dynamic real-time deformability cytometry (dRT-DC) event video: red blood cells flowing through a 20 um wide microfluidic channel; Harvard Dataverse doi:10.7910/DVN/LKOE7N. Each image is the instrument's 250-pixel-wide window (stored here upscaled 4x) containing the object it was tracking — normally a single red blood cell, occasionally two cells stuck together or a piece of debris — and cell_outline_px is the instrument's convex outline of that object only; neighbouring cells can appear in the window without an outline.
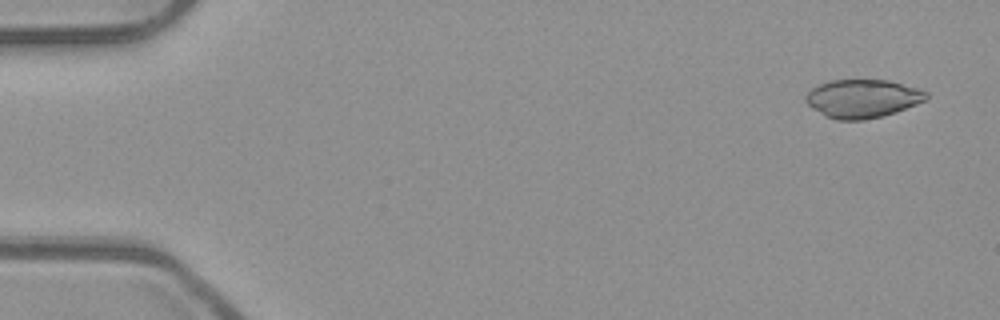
{"species": "common noctule bat (a hibernating species)", "species_latin": "Nyctalus noctula", "temperature_condition": "room temperature", "stored_images_in_passage": 51, "camera_frame_rate_fps": 3000, "um_per_image_px": 0.085, "animal": {"sex": "male", "body_mass_g": 23.1, "forearm_length_mm": 52.7}, "frame": {"image": 1, "passage_image": 2, "time_ms": 0.333, "image_size_px": [1000, 320], "cell_outline_px": [[928, 96], [924, 100], [916, 104], [896, 112], [864, 120], [836, 120], [824, 116], [812, 108], [804, 100], [804, 96], [812, 88], [828, 80], [888, 80], [920, 88], [928, 92]], "centroid_in_image_um": [73.3, 8.37], "position_along_channel_um": 11.7, "area_um2": 27.05}}
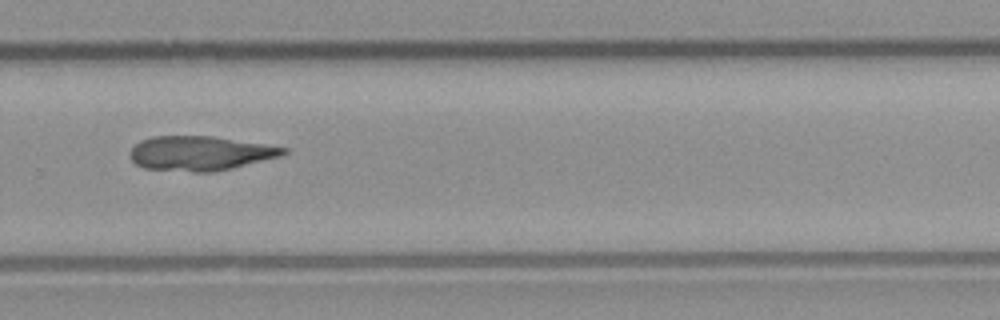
{"frame": {"image": 2, "passage_image": 35, "time_ms": 11.333, "image_size_px": [1000, 320], "cell_outline_px": [[288, 152], [280, 156], [232, 168], [212, 172], [192, 172], [144, 168], [136, 164], [128, 156], [128, 152], [140, 140], [152, 136], [212, 136], [264, 144], [288, 148]], "centroid_in_image_um": [16.97, 13.03], "position_along_channel_um": 312.8, "area_um2": 30.81}}
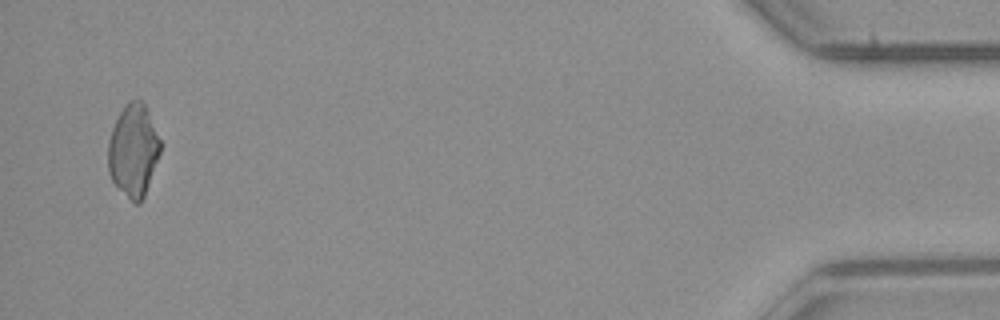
{"frame": {"image": 3, "passage_image": 50, "time_ms": 16.333, "image_size_px": [1000, 320], "cell_outline_px": [[160, 152], [144, 196], [140, 204], [132, 204], [112, 180], [108, 172], [108, 140], [112, 128], [124, 104], [128, 100], [140, 100], [144, 104], [160, 140]], "centroid_in_image_um": [11.31, 12.81], "position_along_channel_um": 423.9, "area_um2": 27.92}}